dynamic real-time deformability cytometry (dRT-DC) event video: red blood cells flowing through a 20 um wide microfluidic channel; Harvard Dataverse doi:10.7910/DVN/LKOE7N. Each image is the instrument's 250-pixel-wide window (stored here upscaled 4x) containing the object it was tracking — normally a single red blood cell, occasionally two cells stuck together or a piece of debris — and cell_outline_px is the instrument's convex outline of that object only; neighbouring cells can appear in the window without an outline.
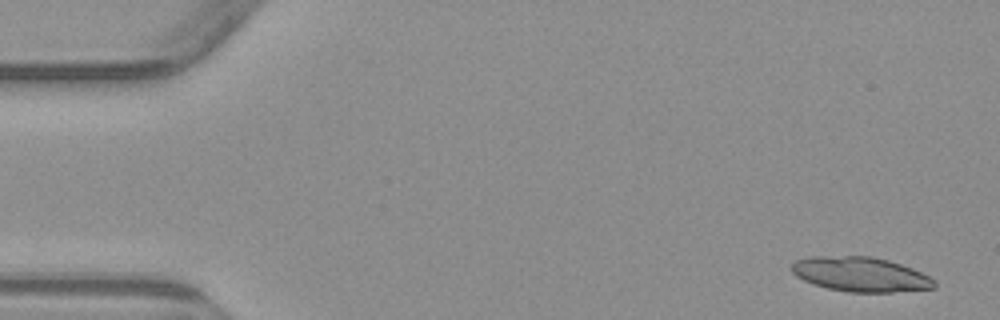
{"species": "common noctule bat (a hibernating species)", "species_latin": "Nyctalus noctula", "temperature_condition": "warm", "stored_images_in_passage": 4, "camera_frame_rate_fps": 3000, "um_per_image_px": 0.085, "animal": {"sex": "male", "body_mass_g": 23.1, "forearm_length_mm": 52.7}, "frame": {"image": 1, "passage_image": 1, "time_ms": 0.0, "image_size_px": [1000, 320], "cell_outline_px": [[936, 288], [892, 292], [848, 292], [828, 288], [812, 284], [796, 276], [792, 272], [792, 264], [796, 260], [812, 256], [872, 256], [888, 260], [912, 268], [936, 280]], "centroid_in_image_um": [73.15, 23.32], "position_along_channel_um": 11.8, "area_um2": 28.78}}
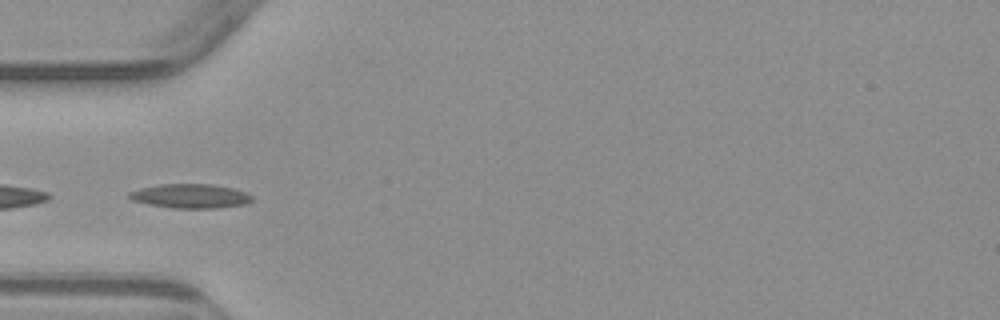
{"frame": {"image": 2, "passage_image": 4, "time_ms": 5.0, "image_size_px": [1000, 320], "cell_outline_px": [[252, 200], [248, 204], [216, 208], [172, 208], [148, 204], [132, 200], [128, 196], [128, 192], [140, 188], [160, 184], [212, 184], [232, 188], [248, 192], [252, 196]], "centroid_in_image_um": [16.2, 16.66], "position_along_channel_um": 68.8, "area_um2": 17.46}}